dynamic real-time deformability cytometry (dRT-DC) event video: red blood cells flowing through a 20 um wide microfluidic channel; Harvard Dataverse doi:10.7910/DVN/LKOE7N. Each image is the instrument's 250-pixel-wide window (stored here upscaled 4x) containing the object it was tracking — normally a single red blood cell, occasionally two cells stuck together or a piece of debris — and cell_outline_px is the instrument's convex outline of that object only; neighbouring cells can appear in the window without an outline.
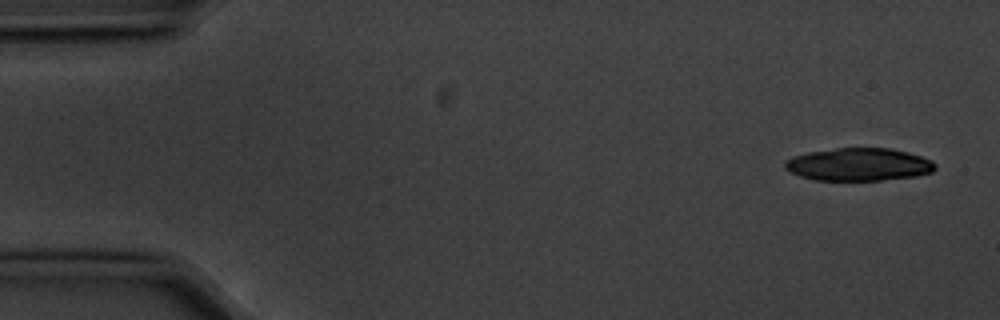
{"species": "common noctule bat (a hibernating species)", "species_latin": "Nyctalus noctula", "temperature_condition": "cold", "stored_images_in_passage": 7, "camera_frame_rate_fps": 3000, "um_per_image_px": 0.085, "animal": {"sex": "male", "body_mass_g": 20.1, "forearm_length_mm": 53.5}, "frame": {"image": 1, "passage_image": 1, "time_ms": 0.0, "image_size_px": [1000, 320], "cell_outline_px": [[936, 168], [932, 172], [916, 176], [880, 180], [816, 180], [800, 176], [784, 168], [784, 160], [792, 156], [808, 152], [836, 148], [892, 148], [908, 152], [932, 160], [936, 164]], "centroid_in_image_um": [72.99, 13.97], "position_along_channel_um": 12.0, "area_um2": 28.78}}